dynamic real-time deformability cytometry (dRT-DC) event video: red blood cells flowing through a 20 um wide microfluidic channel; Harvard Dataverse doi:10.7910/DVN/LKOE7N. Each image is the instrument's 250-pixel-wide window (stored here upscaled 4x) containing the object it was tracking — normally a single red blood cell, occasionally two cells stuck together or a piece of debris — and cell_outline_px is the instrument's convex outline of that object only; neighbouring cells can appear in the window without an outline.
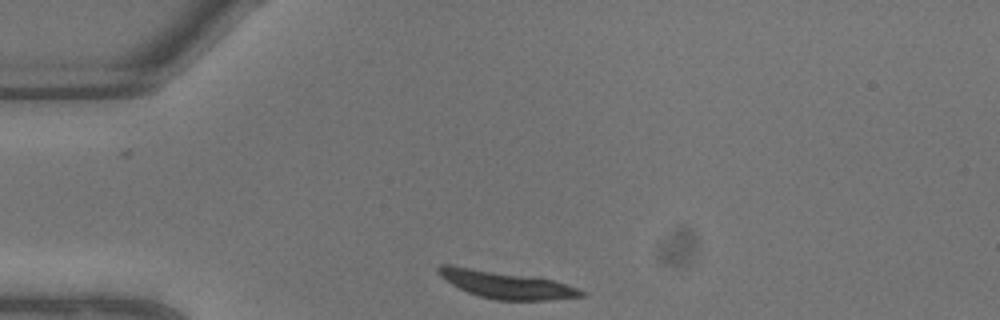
{"species": "common noctule bat (a hibernating species)", "species_latin": "Nyctalus noctula", "temperature_condition": "warm", "stored_images_in_passage": 5, "camera_frame_rate_fps": 3000, "um_per_image_px": 0.085, "animal": {"sex": "male", "body_mass_g": 13.3}, "frame": {"image": 1, "passage_image": 1, "time_ms": 0.0, "image_size_px": [1000, 320], "cell_outline_px": [[588, 292], [584, 296], [548, 300], [496, 300], [480, 296], [468, 292], [452, 284], [440, 276], [436, 268], [440, 264], [452, 264], [552, 280]], "centroid_in_image_um": [42.98, 24.18], "position_along_channel_um": 42.0, "area_um2": 22.6}}
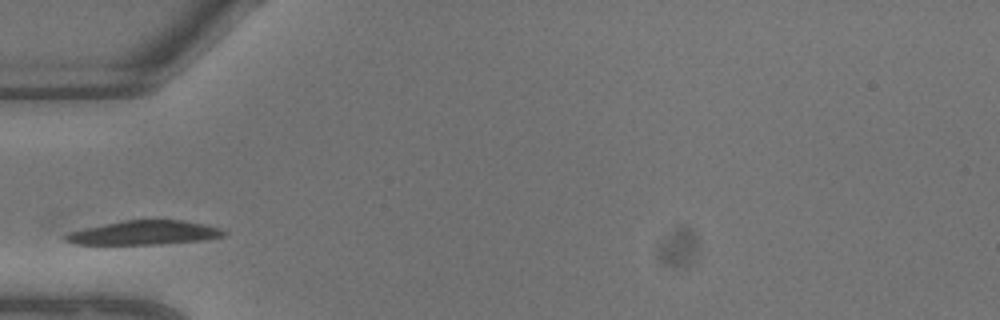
{"frame": {"image": 2, "passage_image": 3, "time_ms": 0.667, "image_size_px": [1000, 320], "cell_outline_px": [[224, 236], [204, 240], [160, 244], [76, 244], [64, 240], [64, 236], [68, 232], [84, 228], [124, 220], [184, 220], [204, 224], [220, 228], [224, 232]], "centroid_in_image_um": [12.25, 19.78], "position_along_channel_um": 72.8, "area_um2": 22.08}}
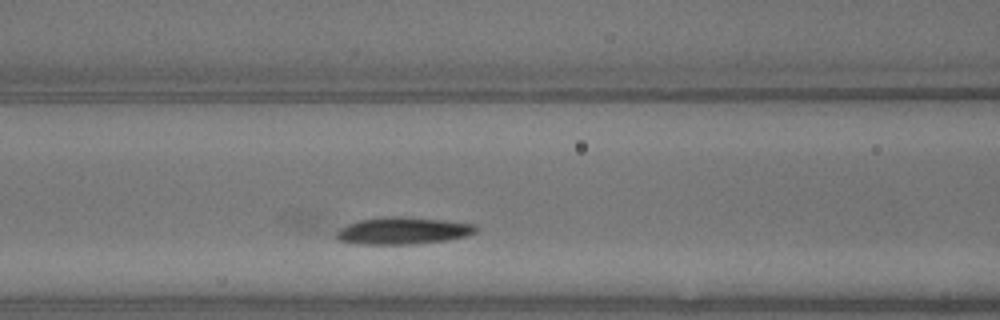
{"frame": {"image": 3, "passage_image": 5, "time_ms": 1.333, "image_size_px": [1000, 320], "cell_outline_px": [[476, 232], [468, 236], [444, 240], [412, 244], [360, 244], [336, 240], [336, 232], [340, 228], [348, 224], [360, 220], [384, 216], [400, 216], [444, 220], [476, 224]], "centroid_in_image_um": [34.24, 19.61], "position_along_channel_um": 132.4, "area_um2": 22.02}}